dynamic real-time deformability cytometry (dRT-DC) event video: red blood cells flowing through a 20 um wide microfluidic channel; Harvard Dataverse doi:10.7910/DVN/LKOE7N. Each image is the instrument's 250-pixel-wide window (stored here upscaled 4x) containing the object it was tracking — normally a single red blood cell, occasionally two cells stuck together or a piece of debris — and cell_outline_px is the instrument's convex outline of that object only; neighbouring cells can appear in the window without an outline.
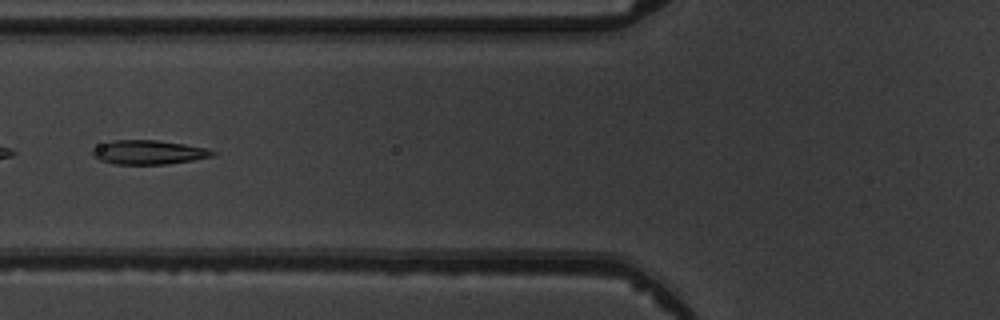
{"species": "common noctule bat (a hibernating species)", "species_latin": "Nyctalus noctula", "temperature_condition": "warm", "stored_images_in_passage": 6, "camera_frame_rate_fps": 3000, "um_per_image_px": 0.085, "animal": {"sex": "male", "body_mass_g": 19.5, "forearm_length_mm": 54.6}, "frame": {"image": 1, "passage_image": 5, "time_ms": 5.667, "image_size_px": [1000, 320], "cell_outline_px": [[216, 152], [212, 156], [192, 160], [168, 164], [116, 164], [100, 160], [92, 156], [92, 148], [100, 144], [116, 140], [156, 140], [184, 144], [208, 148]], "centroid_in_image_um": [12.61, 12.94], "position_along_channel_um": 113.2, "area_um2": 16.82}}
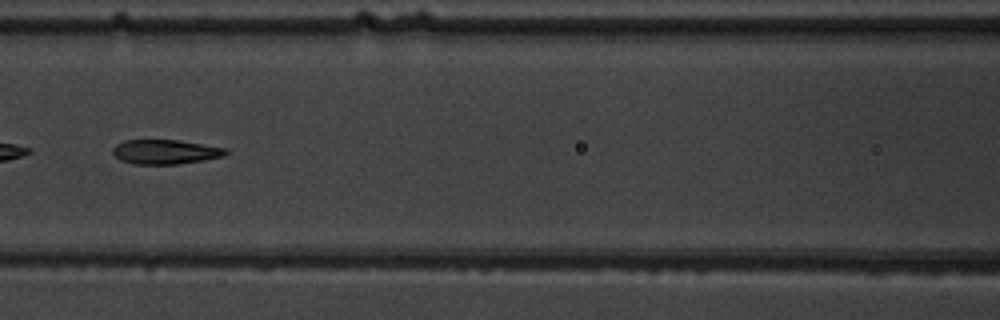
{"frame": {"image": 2, "passage_image": 6, "time_ms": 6.667, "image_size_px": [1000, 320], "cell_outline_px": [[232, 152], [224, 156], [204, 160], [176, 164], [132, 164], [120, 160], [112, 152], [112, 148], [116, 144], [124, 140], [180, 140], [228, 148]], "centroid_in_image_um": [14.1, 12.9], "position_along_channel_um": 152.5, "area_um2": 16.36}}